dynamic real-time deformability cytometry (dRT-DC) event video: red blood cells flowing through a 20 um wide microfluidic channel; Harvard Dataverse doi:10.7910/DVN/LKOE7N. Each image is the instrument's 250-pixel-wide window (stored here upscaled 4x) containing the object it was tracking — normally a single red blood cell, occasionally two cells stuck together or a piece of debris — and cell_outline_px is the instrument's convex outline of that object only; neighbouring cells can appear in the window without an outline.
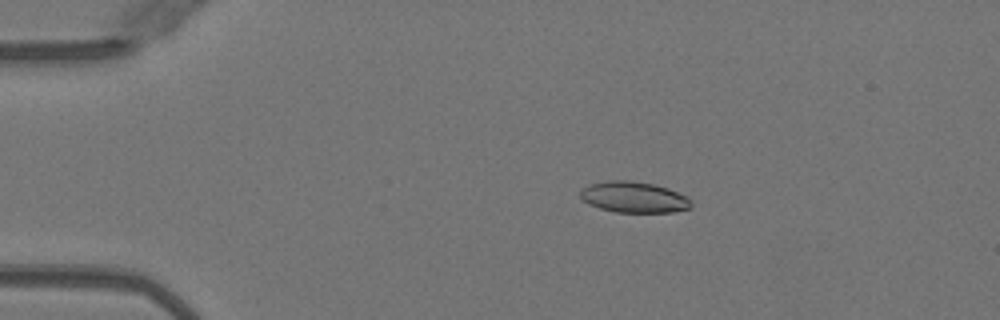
{"species": "Egyptian fruit bat (a non-hibernating species)", "species_latin": "Rousettus aegyptiacus", "temperature_condition": "warm", "stored_images_in_passage": 51, "camera_frame_rate_fps": 3000, "um_per_image_px": 0.085, "animal": {"sex": "female"}, "frame": {"image": 1, "passage_image": 10, "time_ms": 3.0, "image_size_px": [1000, 320], "cell_outline_px": [[692, 208], [672, 212], [616, 212], [600, 208], [588, 204], [580, 196], [580, 188], [588, 184], [608, 180], [632, 180], [652, 184], [668, 188], [688, 196], [692, 200]], "centroid_in_image_um": [53.89, 16.75], "position_along_channel_um": 31.1, "area_um2": 20.29}}
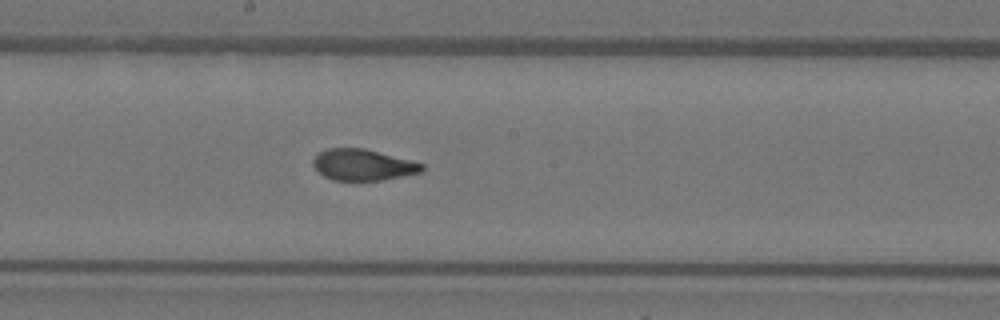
{"frame": {"image": 2, "passage_image": 28, "time_ms": 9.0, "image_size_px": [1000, 320], "cell_outline_px": [[424, 168], [420, 172], [380, 180], [332, 180], [324, 176], [312, 164], [312, 160], [320, 152], [328, 148], [364, 148], [424, 164]], "centroid_in_image_um": [30.81, 14.0], "position_along_channel_um": 217.4, "area_um2": 19.42}}
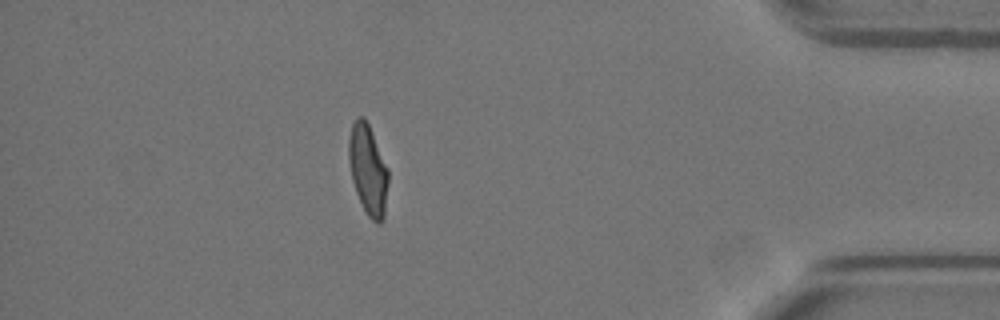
{"frame": {"image": 3, "passage_image": 45, "time_ms": 14.667, "image_size_px": [1000, 320], "cell_outline_px": [[388, 184], [384, 220], [380, 224], [376, 224], [368, 216], [356, 192], [352, 180], [348, 156], [348, 140], [352, 124], [360, 116], [364, 116], [368, 124], [388, 168]], "centroid_in_image_um": [31.29, 14.46], "position_along_channel_um": 403.9, "area_um2": 20.69}, "authors_computed_cell_mechanics": {"area_um2": 20.6346, "velocity_mm_per_s": 4.0309, "shape_relaxation_time_tau1_ms": 4.8621, "shape_relaxation_time_tau2_ms": 1.0293, "deformation_change_tau1": 0.179, "deformation_change_tau2": 0.07}}